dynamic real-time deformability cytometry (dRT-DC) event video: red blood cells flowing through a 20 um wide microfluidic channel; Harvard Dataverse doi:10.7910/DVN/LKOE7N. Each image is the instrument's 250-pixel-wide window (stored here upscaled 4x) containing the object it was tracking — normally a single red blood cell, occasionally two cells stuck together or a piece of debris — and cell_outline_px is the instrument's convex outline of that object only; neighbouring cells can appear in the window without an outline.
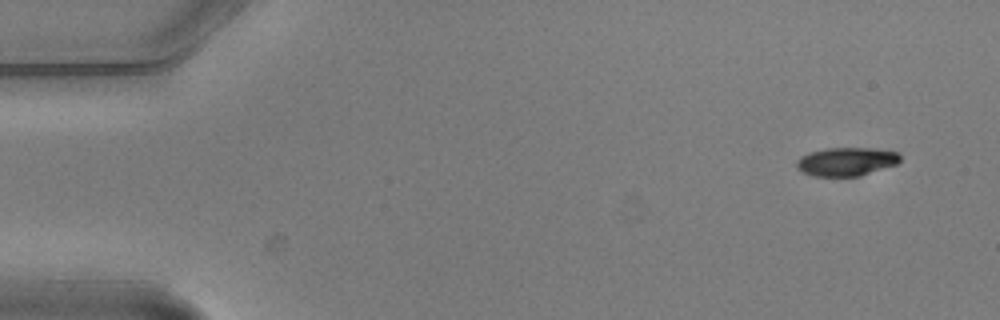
{"species": "common noctule bat (a hibernating species)", "species_latin": "Nyctalus noctula", "temperature_condition": "warm", "stored_images_in_passage": 7, "camera_frame_rate_fps": 3000, "um_per_image_px": 0.085, "animal": {"sex": "male", "body_mass_g": 20.5, "forearm_length_mm": 52.5}, "frame": {"image": 1, "passage_image": 1, "time_ms": 0.0, "image_size_px": [1000, 320], "cell_outline_px": [[900, 160], [896, 164], [860, 176], [812, 176], [796, 168], [796, 160], [800, 156], [808, 152], [828, 148], [872, 148], [900, 152]], "centroid_in_image_um": [71.92, 13.73], "position_along_channel_um": 13.1, "area_um2": 17.28}}
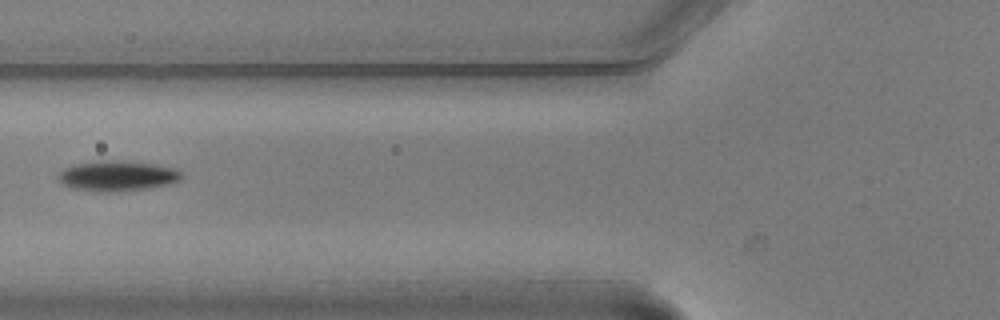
{"frame": {"image": 2, "passage_image": 6, "time_ms": 1.667, "image_size_px": [1000, 320], "cell_outline_px": [[184, 176], [180, 180], [168, 184], [144, 188], [108, 192], [92, 192], [72, 188], [64, 184], [56, 176], [64, 168], [76, 164], [108, 160], [152, 164], [172, 168], [180, 172]], "centroid_in_image_um": [9.93, 14.96], "position_along_channel_um": 115.9, "area_um2": 21.27}}
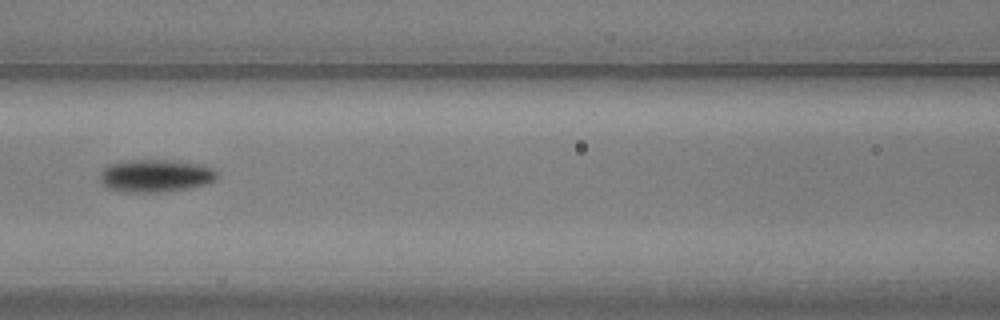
{"frame": {"image": 3, "passage_image": 7, "time_ms": 2.0, "image_size_px": [1000, 320], "cell_outline_px": [[216, 176], [212, 180], [204, 184], [188, 188], [168, 192], [128, 192], [104, 188], [100, 180], [100, 176], [104, 168], [108, 164], [132, 160], [168, 160], [196, 164], [208, 168], [216, 172]], "centroid_in_image_um": [13.12, 14.96], "position_along_channel_um": 153.5, "area_um2": 21.91}}